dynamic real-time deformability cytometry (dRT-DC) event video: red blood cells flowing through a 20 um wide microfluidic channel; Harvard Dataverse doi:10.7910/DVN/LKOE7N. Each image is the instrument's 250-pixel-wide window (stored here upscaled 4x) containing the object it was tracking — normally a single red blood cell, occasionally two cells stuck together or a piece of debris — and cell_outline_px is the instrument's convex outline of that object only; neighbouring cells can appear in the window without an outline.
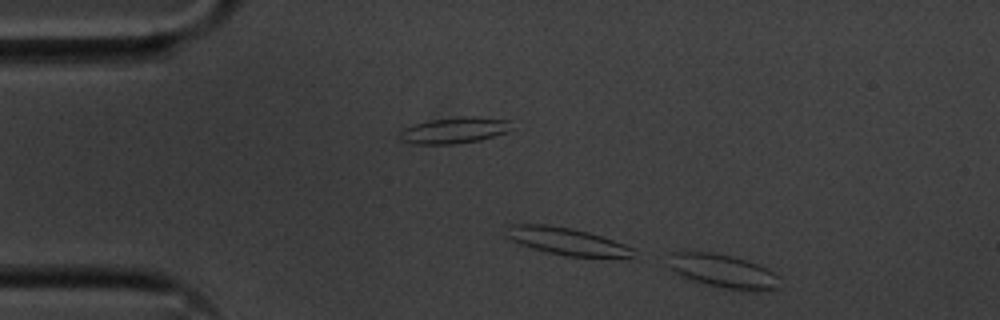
{"species": "common noctule bat (a hibernating species)", "species_latin": "Nyctalus noctula", "temperature_condition": "cold", "stored_images_in_passage": 2, "camera_frame_rate_fps": 3000, "um_per_image_px": 0.085, "animal": {"sex": "male", "body_mass_g": 20.1, "forearm_length_mm": 53.5}, "frame": {"image": 1, "passage_image": 2, "time_ms": 0.333, "image_size_px": [1000, 320], "cell_outline_px": [[780, 288], [724, 288], [708, 284], [684, 276], [668, 268], [672, 252], [712, 252], [732, 256], [768, 268], [780, 276]], "centroid_in_image_um": [61.47, 23.0], "position_along_channel_um": 23.5, "area_um2": 20.81}}